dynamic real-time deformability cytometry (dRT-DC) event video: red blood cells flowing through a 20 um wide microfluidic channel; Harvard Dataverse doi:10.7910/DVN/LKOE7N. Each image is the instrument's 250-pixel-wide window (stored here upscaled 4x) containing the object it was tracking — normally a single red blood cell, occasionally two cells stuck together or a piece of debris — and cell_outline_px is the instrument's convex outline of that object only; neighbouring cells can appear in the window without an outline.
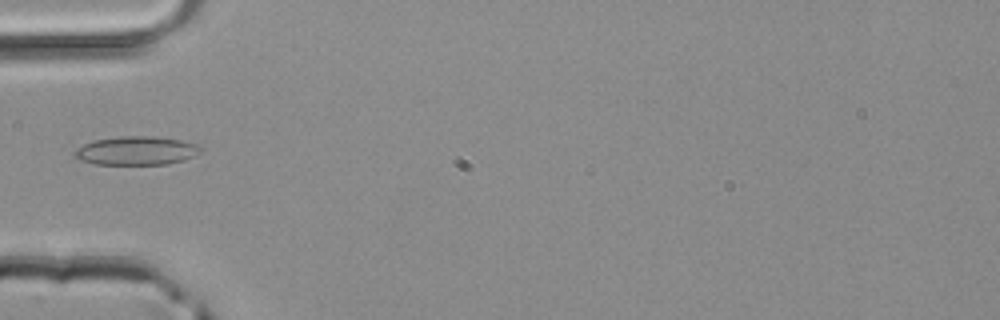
{"species": "common noctule bat (a hibernating species)", "species_latin": "Nyctalus noctula", "temperature_condition": "room temperature", "stored_images_in_passage": 4, "camera_frame_rate_fps": 3000, "um_per_image_px": 0.085, "animal": {"sex": "male", "body_mass_g": 20.4}, "frame": {"image": 1, "passage_image": 4, "time_ms": 1.0, "image_size_px": [1000, 320], "cell_outline_px": [[200, 148], [196, 156], [184, 160], [168, 164], [96, 164], [80, 160], [72, 156], [72, 152], [76, 148], [92, 140], [120, 136], [152, 136], [180, 140], [196, 144]], "centroid_in_image_um": [11.53, 12.81], "position_along_channel_um": 73.5, "area_um2": 21.1}}